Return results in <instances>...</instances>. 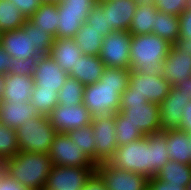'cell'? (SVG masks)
I'll return each mask as SVG.
<instances>
[{"label":"cell","mask_w":191,"mask_h":190,"mask_svg":"<svg viewBox=\"0 0 191 190\" xmlns=\"http://www.w3.org/2000/svg\"><path fill=\"white\" fill-rule=\"evenodd\" d=\"M130 69L105 67L98 82L86 85L83 104L92 117L119 112L121 94L128 88Z\"/></svg>","instance_id":"1"},{"label":"cell","mask_w":191,"mask_h":190,"mask_svg":"<svg viewBox=\"0 0 191 190\" xmlns=\"http://www.w3.org/2000/svg\"><path fill=\"white\" fill-rule=\"evenodd\" d=\"M52 166L49 154L19 151L3 163L2 169L28 190H42Z\"/></svg>","instance_id":"2"},{"label":"cell","mask_w":191,"mask_h":190,"mask_svg":"<svg viewBox=\"0 0 191 190\" xmlns=\"http://www.w3.org/2000/svg\"><path fill=\"white\" fill-rule=\"evenodd\" d=\"M171 46L168 41L153 33L132 36L130 70L147 75L160 74Z\"/></svg>","instance_id":"3"},{"label":"cell","mask_w":191,"mask_h":190,"mask_svg":"<svg viewBox=\"0 0 191 190\" xmlns=\"http://www.w3.org/2000/svg\"><path fill=\"white\" fill-rule=\"evenodd\" d=\"M112 167L153 177L151 141L146 137L120 145L107 162Z\"/></svg>","instance_id":"4"},{"label":"cell","mask_w":191,"mask_h":190,"mask_svg":"<svg viewBox=\"0 0 191 190\" xmlns=\"http://www.w3.org/2000/svg\"><path fill=\"white\" fill-rule=\"evenodd\" d=\"M15 132L20 151L44 154H49L51 143L57 134L48 116L40 114L26 120Z\"/></svg>","instance_id":"5"},{"label":"cell","mask_w":191,"mask_h":190,"mask_svg":"<svg viewBox=\"0 0 191 190\" xmlns=\"http://www.w3.org/2000/svg\"><path fill=\"white\" fill-rule=\"evenodd\" d=\"M49 157L53 166L96 168L95 163L78 147L67 133H57L50 146Z\"/></svg>","instance_id":"6"},{"label":"cell","mask_w":191,"mask_h":190,"mask_svg":"<svg viewBox=\"0 0 191 190\" xmlns=\"http://www.w3.org/2000/svg\"><path fill=\"white\" fill-rule=\"evenodd\" d=\"M131 37L128 31H113L103 38L99 58L105 67L131 68Z\"/></svg>","instance_id":"7"},{"label":"cell","mask_w":191,"mask_h":190,"mask_svg":"<svg viewBox=\"0 0 191 190\" xmlns=\"http://www.w3.org/2000/svg\"><path fill=\"white\" fill-rule=\"evenodd\" d=\"M172 85L160 74L147 75L130 70L128 88L124 94H139L148 102L160 104L171 91Z\"/></svg>","instance_id":"8"},{"label":"cell","mask_w":191,"mask_h":190,"mask_svg":"<svg viewBox=\"0 0 191 190\" xmlns=\"http://www.w3.org/2000/svg\"><path fill=\"white\" fill-rule=\"evenodd\" d=\"M115 125V114L93 117L91 126L95 139V165L108 162L117 150Z\"/></svg>","instance_id":"9"},{"label":"cell","mask_w":191,"mask_h":190,"mask_svg":"<svg viewBox=\"0 0 191 190\" xmlns=\"http://www.w3.org/2000/svg\"><path fill=\"white\" fill-rule=\"evenodd\" d=\"M95 172L101 177L106 190H147L145 175L112 167L107 162L96 165Z\"/></svg>","instance_id":"10"},{"label":"cell","mask_w":191,"mask_h":190,"mask_svg":"<svg viewBox=\"0 0 191 190\" xmlns=\"http://www.w3.org/2000/svg\"><path fill=\"white\" fill-rule=\"evenodd\" d=\"M119 112L125 116L139 131L147 136L160 131L159 104L154 102L120 104Z\"/></svg>","instance_id":"11"},{"label":"cell","mask_w":191,"mask_h":190,"mask_svg":"<svg viewBox=\"0 0 191 190\" xmlns=\"http://www.w3.org/2000/svg\"><path fill=\"white\" fill-rule=\"evenodd\" d=\"M57 133H68L91 124L93 117L84 104L63 106L58 104L48 115Z\"/></svg>","instance_id":"12"},{"label":"cell","mask_w":191,"mask_h":190,"mask_svg":"<svg viewBox=\"0 0 191 190\" xmlns=\"http://www.w3.org/2000/svg\"><path fill=\"white\" fill-rule=\"evenodd\" d=\"M96 168L52 166L45 190H82Z\"/></svg>","instance_id":"13"},{"label":"cell","mask_w":191,"mask_h":190,"mask_svg":"<svg viewBox=\"0 0 191 190\" xmlns=\"http://www.w3.org/2000/svg\"><path fill=\"white\" fill-rule=\"evenodd\" d=\"M0 45L11 58L27 59L31 56H41L36 51L31 39V21L29 19L20 29L1 32Z\"/></svg>","instance_id":"14"},{"label":"cell","mask_w":191,"mask_h":190,"mask_svg":"<svg viewBox=\"0 0 191 190\" xmlns=\"http://www.w3.org/2000/svg\"><path fill=\"white\" fill-rule=\"evenodd\" d=\"M190 100V95L185 91H178L174 86L171 87V91L159 104L160 131L180 128L183 110Z\"/></svg>","instance_id":"15"},{"label":"cell","mask_w":191,"mask_h":190,"mask_svg":"<svg viewBox=\"0 0 191 190\" xmlns=\"http://www.w3.org/2000/svg\"><path fill=\"white\" fill-rule=\"evenodd\" d=\"M97 4L105 12L106 27L128 31L137 6L133 0H105Z\"/></svg>","instance_id":"16"},{"label":"cell","mask_w":191,"mask_h":190,"mask_svg":"<svg viewBox=\"0 0 191 190\" xmlns=\"http://www.w3.org/2000/svg\"><path fill=\"white\" fill-rule=\"evenodd\" d=\"M69 74L49 55L39 56L33 78L38 90H60Z\"/></svg>","instance_id":"17"},{"label":"cell","mask_w":191,"mask_h":190,"mask_svg":"<svg viewBox=\"0 0 191 190\" xmlns=\"http://www.w3.org/2000/svg\"><path fill=\"white\" fill-rule=\"evenodd\" d=\"M160 75L172 86L177 85L183 79L191 77V56L188 53H177L172 47L168 56L163 61Z\"/></svg>","instance_id":"18"},{"label":"cell","mask_w":191,"mask_h":190,"mask_svg":"<svg viewBox=\"0 0 191 190\" xmlns=\"http://www.w3.org/2000/svg\"><path fill=\"white\" fill-rule=\"evenodd\" d=\"M35 87L33 76L5 74L4 89L1 101L23 103L30 101Z\"/></svg>","instance_id":"19"},{"label":"cell","mask_w":191,"mask_h":190,"mask_svg":"<svg viewBox=\"0 0 191 190\" xmlns=\"http://www.w3.org/2000/svg\"><path fill=\"white\" fill-rule=\"evenodd\" d=\"M80 55H82L81 49L74 38H55L49 52L55 63L68 74L78 62Z\"/></svg>","instance_id":"20"},{"label":"cell","mask_w":191,"mask_h":190,"mask_svg":"<svg viewBox=\"0 0 191 190\" xmlns=\"http://www.w3.org/2000/svg\"><path fill=\"white\" fill-rule=\"evenodd\" d=\"M39 114L30 104V101L23 103H11L9 101H0V122L16 130L26 120L33 119Z\"/></svg>","instance_id":"21"},{"label":"cell","mask_w":191,"mask_h":190,"mask_svg":"<svg viewBox=\"0 0 191 190\" xmlns=\"http://www.w3.org/2000/svg\"><path fill=\"white\" fill-rule=\"evenodd\" d=\"M105 65L99 56L80 55L78 62L73 65L70 77L77 79L84 86L96 83L103 74Z\"/></svg>","instance_id":"22"},{"label":"cell","mask_w":191,"mask_h":190,"mask_svg":"<svg viewBox=\"0 0 191 190\" xmlns=\"http://www.w3.org/2000/svg\"><path fill=\"white\" fill-rule=\"evenodd\" d=\"M169 159L191 165V143L189 134L180 129L166 131Z\"/></svg>","instance_id":"23"},{"label":"cell","mask_w":191,"mask_h":190,"mask_svg":"<svg viewBox=\"0 0 191 190\" xmlns=\"http://www.w3.org/2000/svg\"><path fill=\"white\" fill-rule=\"evenodd\" d=\"M59 23L56 38H73L88 16L84 10L66 9L58 3Z\"/></svg>","instance_id":"24"},{"label":"cell","mask_w":191,"mask_h":190,"mask_svg":"<svg viewBox=\"0 0 191 190\" xmlns=\"http://www.w3.org/2000/svg\"><path fill=\"white\" fill-rule=\"evenodd\" d=\"M157 179L169 182L170 185L184 186L191 182V165L169 160L158 172Z\"/></svg>","instance_id":"25"},{"label":"cell","mask_w":191,"mask_h":190,"mask_svg":"<svg viewBox=\"0 0 191 190\" xmlns=\"http://www.w3.org/2000/svg\"><path fill=\"white\" fill-rule=\"evenodd\" d=\"M59 19L58 3H41L36 12L29 18L34 25L52 34L55 38Z\"/></svg>","instance_id":"26"},{"label":"cell","mask_w":191,"mask_h":190,"mask_svg":"<svg viewBox=\"0 0 191 190\" xmlns=\"http://www.w3.org/2000/svg\"><path fill=\"white\" fill-rule=\"evenodd\" d=\"M76 44L80 47L81 53L91 56H99L103 37L98 31L88 23L81 24L80 29L73 37Z\"/></svg>","instance_id":"27"},{"label":"cell","mask_w":191,"mask_h":190,"mask_svg":"<svg viewBox=\"0 0 191 190\" xmlns=\"http://www.w3.org/2000/svg\"><path fill=\"white\" fill-rule=\"evenodd\" d=\"M154 17L155 25L152 28V33L165 39L170 44L176 43L179 38L178 16L158 11Z\"/></svg>","instance_id":"28"},{"label":"cell","mask_w":191,"mask_h":190,"mask_svg":"<svg viewBox=\"0 0 191 190\" xmlns=\"http://www.w3.org/2000/svg\"><path fill=\"white\" fill-rule=\"evenodd\" d=\"M158 12L155 5L136 6L135 14L128 29L134 35L151 34L155 25V14Z\"/></svg>","instance_id":"29"},{"label":"cell","mask_w":191,"mask_h":190,"mask_svg":"<svg viewBox=\"0 0 191 190\" xmlns=\"http://www.w3.org/2000/svg\"><path fill=\"white\" fill-rule=\"evenodd\" d=\"M14 4V1L0 0V33L20 29L27 21Z\"/></svg>","instance_id":"30"},{"label":"cell","mask_w":191,"mask_h":190,"mask_svg":"<svg viewBox=\"0 0 191 190\" xmlns=\"http://www.w3.org/2000/svg\"><path fill=\"white\" fill-rule=\"evenodd\" d=\"M146 137L151 141V164L153 165V177H156L163 165L170 160L166 143V131L153 132Z\"/></svg>","instance_id":"31"},{"label":"cell","mask_w":191,"mask_h":190,"mask_svg":"<svg viewBox=\"0 0 191 190\" xmlns=\"http://www.w3.org/2000/svg\"><path fill=\"white\" fill-rule=\"evenodd\" d=\"M85 86L77 79L68 76L58 91V104L63 106L83 104Z\"/></svg>","instance_id":"32"},{"label":"cell","mask_w":191,"mask_h":190,"mask_svg":"<svg viewBox=\"0 0 191 190\" xmlns=\"http://www.w3.org/2000/svg\"><path fill=\"white\" fill-rule=\"evenodd\" d=\"M30 104L38 114L48 116L58 105V90H38L35 86L30 97Z\"/></svg>","instance_id":"33"},{"label":"cell","mask_w":191,"mask_h":190,"mask_svg":"<svg viewBox=\"0 0 191 190\" xmlns=\"http://www.w3.org/2000/svg\"><path fill=\"white\" fill-rule=\"evenodd\" d=\"M115 138L117 146L127 145L135 140L141 139L144 135L131 122L126 121L125 116L120 112L115 114Z\"/></svg>","instance_id":"34"},{"label":"cell","mask_w":191,"mask_h":190,"mask_svg":"<svg viewBox=\"0 0 191 190\" xmlns=\"http://www.w3.org/2000/svg\"><path fill=\"white\" fill-rule=\"evenodd\" d=\"M67 135L95 163V139L91 124L83 128L71 130Z\"/></svg>","instance_id":"35"},{"label":"cell","mask_w":191,"mask_h":190,"mask_svg":"<svg viewBox=\"0 0 191 190\" xmlns=\"http://www.w3.org/2000/svg\"><path fill=\"white\" fill-rule=\"evenodd\" d=\"M19 151L15 130L0 122V162L13 158Z\"/></svg>","instance_id":"36"},{"label":"cell","mask_w":191,"mask_h":190,"mask_svg":"<svg viewBox=\"0 0 191 190\" xmlns=\"http://www.w3.org/2000/svg\"><path fill=\"white\" fill-rule=\"evenodd\" d=\"M31 39L33 40V44L35 46L36 51L42 55H49L50 48L53 45L55 37L41 30L39 26L34 25L31 22Z\"/></svg>","instance_id":"37"},{"label":"cell","mask_w":191,"mask_h":190,"mask_svg":"<svg viewBox=\"0 0 191 190\" xmlns=\"http://www.w3.org/2000/svg\"><path fill=\"white\" fill-rule=\"evenodd\" d=\"M85 22L94 27L103 38L113 32L109 27H106L105 12L98 4L88 12Z\"/></svg>","instance_id":"38"},{"label":"cell","mask_w":191,"mask_h":190,"mask_svg":"<svg viewBox=\"0 0 191 190\" xmlns=\"http://www.w3.org/2000/svg\"><path fill=\"white\" fill-rule=\"evenodd\" d=\"M39 56H31L27 59L12 58V65L8 74L33 76Z\"/></svg>","instance_id":"39"},{"label":"cell","mask_w":191,"mask_h":190,"mask_svg":"<svg viewBox=\"0 0 191 190\" xmlns=\"http://www.w3.org/2000/svg\"><path fill=\"white\" fill-rule=\"evenodd\" d=\"M189 4H191V0H155L158 11L176 16H179Z\"/></svg>","instance_id":"40"},{"label":"cell","mask_w":191,"mask_h":190,"mask_svg":"<svg viewBox=\"0 0 191 190\" xmlns=\"http://www.w3.org/2000/svg\"><path fill=\"white\" fill-rule=\"evenodd\" d=\"M179 38L191 41V4H189L178 16Z\"/></svg>","instance_id":"41"},{"label":"cell","mask_w":191,"mask_h":190,"mask_svg":"<svg viewBox=\"0 0 191 190\" xmlns=\"http://www.w3.org/2000/svg\"><path fill=\"white\" fill-rule=\"evenodd\" d=\"M9 1H14L15 7H17L27 19H29L41 5L40 0H9Z\"/></svg>","instance_id":"42"},{"label":"cell","mask_w":191,"mask_h":190,"mask_svg":"<svg viewBox=\"0 0 191 190\" xmlns=\"http://www.w3.org/2000/svg\"><path fill=\"white\" fill-rule=\"evenodd\" d=\"M59 4L66 9L89 12L97 4V0H60Z\"/></svg>","instance_id":"43"},{"label":"cell","mask_w":191,"mask_h":190,"mask_svg":"<svg viewBox=\"0 0 191 190\" xmlns=\"http://www.w3.org/2000/svg\"><path fill=\"white\" fill-rule=\"evenodd\" d=\"M0 190H28L17 180L8 175L3 169L0 171Z\"/></svg>","instance_id":"44"},{"label":"cell","mask_w":191,"mask_h":190,"mask_svg":"<svg viewBox=\"0 0 191 190\" xmlns=\"http://www.w3.org/2000/svg\"><path fill=\"white\" fill-rule=\"evenodd\" d=\"M147 190H186L184 186L170 185L169 182L161 181L156 177L148 179V189Z\"/></svg>","instance_id":"45"},{"label":"cell","mask_w":191,"mask_h":190,"mask_svg":"<svg viewBox=\"0 0 191 190\" xmlns=\"http://www.w3.org/2000/svg\"><path fill=\"white\" fill-rule=\"evenodd\" d=\"M82 190H106V187L101 177L94 172L87 180Z\"/></svg>","instance_id":"46"},{"label":"cell","mask_w":191,"mask_h":190,"mask_svg":"<svg viewBox=\"0 0 191 190\" xmlns=\"http://www.w3.org/2000/svg\"><path fill=\"white\" fill-rule=\"evenodd\" d=\"M182 118V123L179 129L188 134L191 133V100L185 106Z\"/></svg>","instance_id":"47"},{"label":"cell","mask_w":191,"mask_h":190,"mask_svg":"<svg viewBox=\"0 0 191 190\" xmlns=\"http://www.w3.org/2000/svg\"><path fill=\"white\" fill-rule=\"evenodd\" d=\"M12 58L0 45V74H8L12 65Z\"/></svg>","instance_id":"48"},{"label":"cell","mask_w":191,"mask_h":190,"mask_svg":"<svg viewBox=\"0 0 191 190\" xmlns=\"http://www.w3.org/2000/svg\"><path fill=\"white\" fill-rule=\"evenodd\" d=\"M148 102L146 98L139 94H121L120 104H136V103H146Z\"/></svg>","instance_id":"49"},{"label":"cell","mask_w":191,"mask_h":190,"mask_svg":"<svg viewBox=\"0 0 191 190\" xmlns=\"http://www.w3.org/2000/svg\"><path fill=\"white\" fill-rule=\"evenodd\" d=\"M177 53L184 54L185 52L191 56V41L177 39V42L171 46Z\"/></svg>","instance_id":"50"},{"label":"cell","mask_w":191,"mask_h":190,"mask_svg":"<svg viewBox=\"0 0 191 190\" xmlns=\"http://www.w3.org/2000/svg\"><path fill=\"white\" fill-rule=\"evenodd\" d=\"M174 87L178 89V91H185L187 94L190 95L191 98V77L186 80L183 79Z\"/></svg>","instance_id":"51"},{"label":"cell","mask_w":191,"mask_h":190,"mask_svg":"<svg viewBox=\"0 0 191 190\" xmlns=\"http://www.w3.org/2000/svg\"><path fill=\"white\" fill-rule=\"evenodd\" d=\"M137 6L155 5V0H133Z\"/></svg>","instance_id":"52"},{"label":"cell","mask_w":191,"mask_h":190,"mask_svg":"<svg viewBox=\"0 0 191 190\" xmlns=\"http://www.w3.org/2000/svg\"><path fill=\"white\" fill-rule=\"evenodd\" d=\"M4 82H5V74H0V101L3 95Z\"/></svg>","instance_id":"53"},{"label":"cell","mask_w":191,"mask_h":190,"mask_svg":"<svg viewBox=\"0 0 191 190\" xmlns=\"http://www.w3.org/2000/svg\"><path fill=\"white\" fill-rule=\"evenodd\" d=\"M41 3H60V0H40Z\"/></svg>","instance_id":"54"},{"label":"cell","mask_w":191,"mask_h":190,"mask_svg":"<svg viewBox=\"0 0 191 190\" xmlns=\"http://www.w3.org/2000/svg\"><path fill=\"white\" fill-rule=\"evenodd\" d=\"M186 190H191V182L187 185Z\"/></svg>","instance_id":"55"},{"label":"cell","mask_w":191,"mask_h":190,"mask_svg":"<svg viewBox=\"0 0 191 190\" xmlns=\"http://www.w3.org/2000/svg\"><path fill=\"white\" fill-rule=\"evenodd\" d=\"M3 163L0 162V171L2 170Z\"/></svg>","instance_id":"56"},{"label":"cell","mask_w":191,"mask_h":190,"mask_svg":"<svg viewBox=\"0 0 191 190\" xmlns=\"http://www.w3.org/2000/svg\"><path fill=\"white\" fill-rule=\"evenodd\" d=\"M189 142L191 143V133H189Z\"/></svg>","instance_id":"57"}]
</instances>
